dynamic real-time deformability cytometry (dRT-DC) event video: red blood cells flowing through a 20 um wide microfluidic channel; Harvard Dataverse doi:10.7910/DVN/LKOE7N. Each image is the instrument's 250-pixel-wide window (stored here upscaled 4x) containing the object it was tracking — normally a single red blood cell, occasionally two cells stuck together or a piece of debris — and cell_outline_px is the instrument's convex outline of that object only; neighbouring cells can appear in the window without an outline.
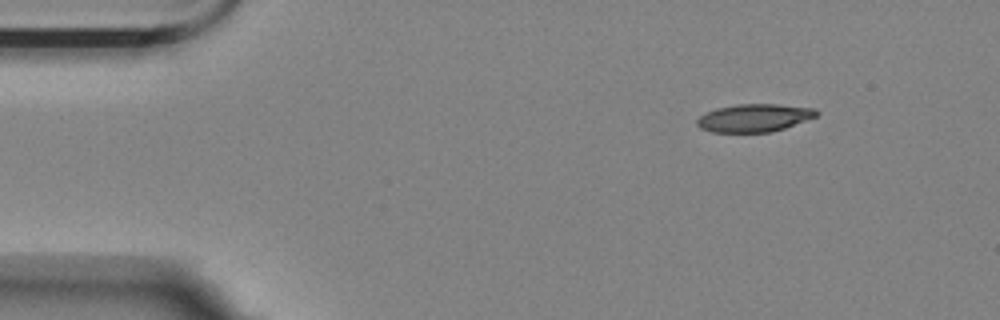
{"species": "Egyptian fruit bat (a non-hibernating species)", "species_latin": "Rousettus aegyptiacus", "temperature_condition": "room temperature", "stored_images_in_passage": 10, "segment_of_instrument_passage": [1, 2], "camera_frame_rate_fps": 3000, "um_per_image_px": 0.085, "animal": {"sex": "female"}, "frame": {"image": 1, "passage_image": 1, "time_ms": 0.0, "image_size_px": [1000, 320], "cell_outline_px": [[820, 112], [816, 116], [784, 128], [772, 132], [712, 132], [700, 128], [696, 124], [696, 120], [700, 116], [716, 108], [736, 104], [776, 104], [816, 108]], "centroid_in_image_um": [64.11, 10.01], "position_along_channel_um": 20.9, "area_um2": 19.36}}